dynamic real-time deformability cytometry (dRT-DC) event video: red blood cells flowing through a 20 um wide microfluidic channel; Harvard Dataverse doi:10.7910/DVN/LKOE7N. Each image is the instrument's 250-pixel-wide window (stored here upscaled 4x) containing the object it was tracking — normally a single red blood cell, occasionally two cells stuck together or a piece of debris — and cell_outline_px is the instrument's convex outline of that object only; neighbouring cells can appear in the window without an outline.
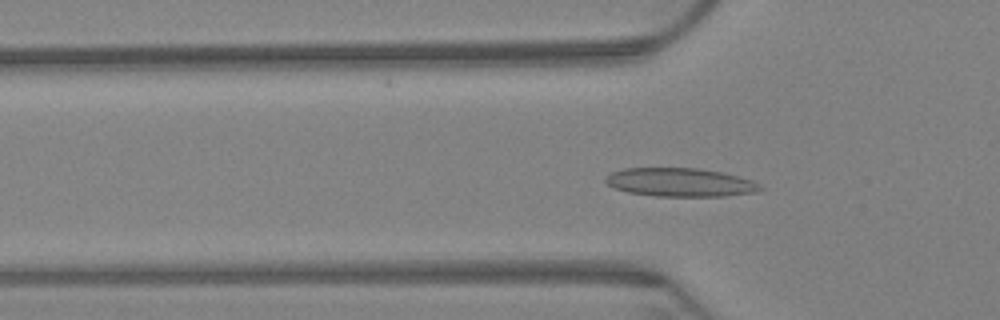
{"species": "Egyptian fruit bat (a non-hibernating species)", "species_latin": "Rousettus aegyptiacus", "temperature_condition": "warm", "stored_images_in_passage": 64, "camera_frame_rate_fps": 3000, "um_per_image_px": 0.085, "animal": {"sex": "female"}, "frame": {"image": 1, "passage_image": 21, "time_ms": 6.667, "image_size_px": [1000, 320], "cell_outline_px": [[764, 188], [756, 192], [724, 196], [656, 196], [628, 192], [616, 188], [608, 184], [604, 180], [612, 172], [624, 168], [696, 168], [724, 172], [752, 180], [760, 184]], "centroid_in_image_um": [57.86, 15.49], "position_along_channel_um": 67.9, "area_um2": 25.66}}
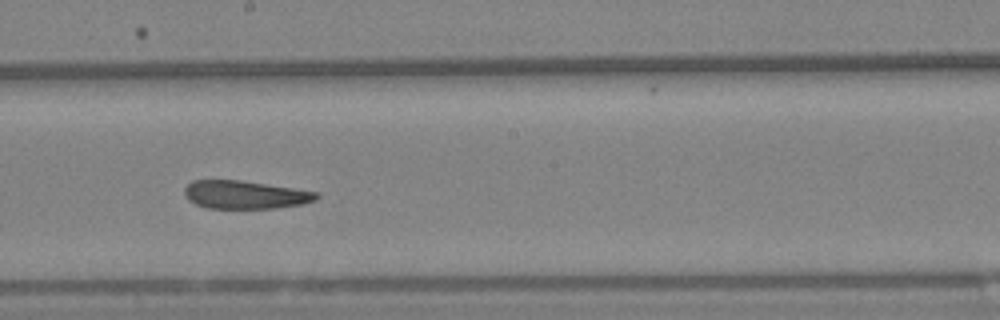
{"frame": {"image": 2, "passage_image": 36, "time_ms": 11.667, "image_size_px": [1000, 320], "cell_outline_px": [[320, 196], [316, 200], [300, 204], [276, 208], [208, 208], [196, 204], [188, 200], [184, 192], [184, 188], [192, 180], [240, 180], [292, 188], [316, 192]], "centroid_in_image_um": [20.8, 16.55], "position_along_channel_um": 227.4, "area_um2": 21.44}}
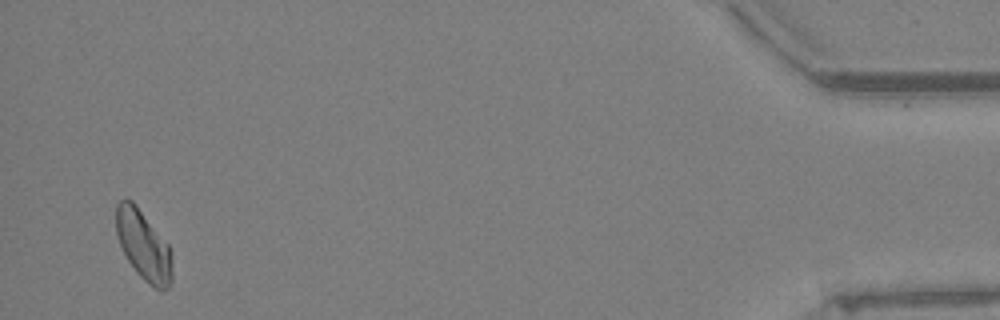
{"frame": {"image": 3, "passage_image": 62, "time_ms": 20.333, "image_size_px": [1000, 320], "cell_outline_px": [[172, 280], [168, 288], [160, 292], [148, 284], [136, 272], [128, 260], [120, 244], [116, 232], [116, 204], [120, 200], [132, 200], [136, 204], [168, 244], [172, 264]], "centroid_in_image_um": [12.2, 20.88], "position_along_channel_um": 423.0, "area_um2": 22.72}, "authors_computed_cell_mechanics": {"area_um2": 23.2067, "velocity_mm_per_s": 3.2043, "shape_relaxation_time_tau1_ms": null, "shape_relaxation_time_tau2_ms": 5.0625, "deformation_change_tau1": null, "deformation_change_tau2": 0.1092}}